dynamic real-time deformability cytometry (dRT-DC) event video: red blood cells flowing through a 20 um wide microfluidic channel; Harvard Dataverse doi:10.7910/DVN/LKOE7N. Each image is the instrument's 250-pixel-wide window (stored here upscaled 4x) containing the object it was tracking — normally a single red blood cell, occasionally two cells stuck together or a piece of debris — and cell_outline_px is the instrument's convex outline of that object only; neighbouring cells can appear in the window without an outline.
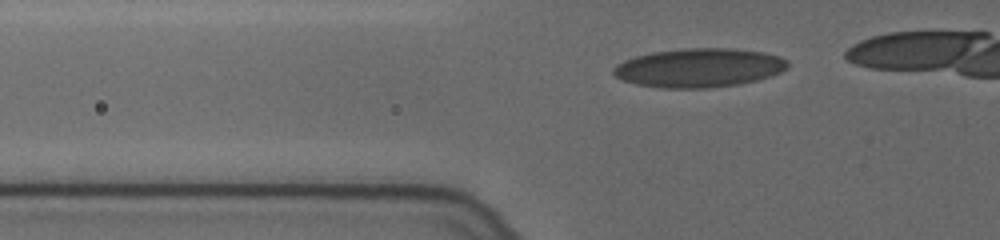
{"species": "human", "species_latin": "Homo sapiens", "temperature_condition": "cold", "stored_images_in_passage": 15, "camera_frame_rate_fps": 3000, "um_per_image_px": 0.085, "donor": {"sex": "female"}, "frame": {"image": 1, "passage_image": 4, "time_ms": 1.0, "image_size_px": [1000, 240], "cell_outline_px": [[788, 68], [772, 76], [740, 84], [708, 88], [660, 88], [636, 84], [624, 80], [616, 76], [612, 72], [612, 68], [616, 64], [624, 60], [636, 56], [652, 52], [684, 48], [728, 48], [764, 52], [780, 56], [788, 60]], "centroid_in_image_um": [59.43, 5.76], "position_along_channel_um": 66.4, "area_um2": 39.71}}
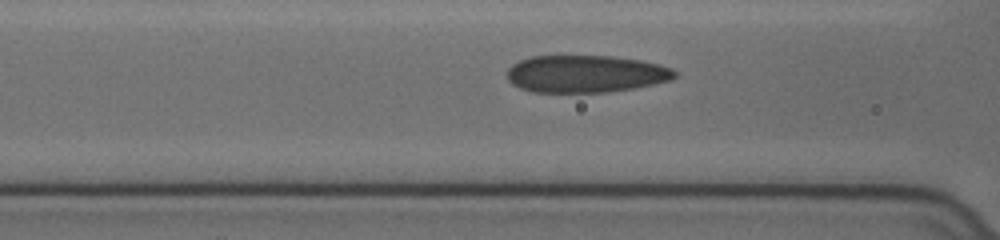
{"frame": {"image": 2, "passage_image": 9, "time_ms": 2.667, "image_size_px": [1000, 240], "cell_outline_px": [[676, 76], [672, 80], [632, 88], [608, 92], [532, 92], [520, 88], [512, 84], [508, 80], [508, 68], [512, 64], [520, 60], [532, 56], [612, 56], [640, 60], [660, 64], [672, 68], [676, 72]], "centroid_in_image_um": [49.78, 6.27], "position_along_channel_um": 116.8, "area_um2": 36.47}}
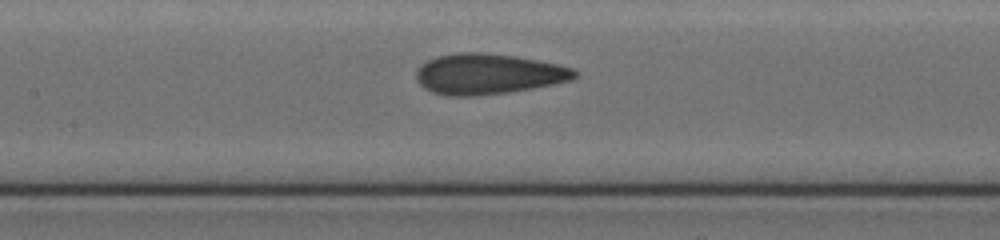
{"frame": {"image": 3, "passage_image": 13, "time_ms": 4.0, "image_size_px": [1000, 240], "cell_outline_px": [[580, 72], [572, 80], [532, 88], [508, 92], [476, 96], [444, 96], [432, 92], [424, 88], [416, 80], [416, 68], [420, 64], [436, 56], [456, 52], [484, 52], [516, 56], [560, 64], [572, 68]], "centroid_in_image_um": [41.47, 6.28], "position_along_channel_um": 165.9, "area_um2": 37.92}}